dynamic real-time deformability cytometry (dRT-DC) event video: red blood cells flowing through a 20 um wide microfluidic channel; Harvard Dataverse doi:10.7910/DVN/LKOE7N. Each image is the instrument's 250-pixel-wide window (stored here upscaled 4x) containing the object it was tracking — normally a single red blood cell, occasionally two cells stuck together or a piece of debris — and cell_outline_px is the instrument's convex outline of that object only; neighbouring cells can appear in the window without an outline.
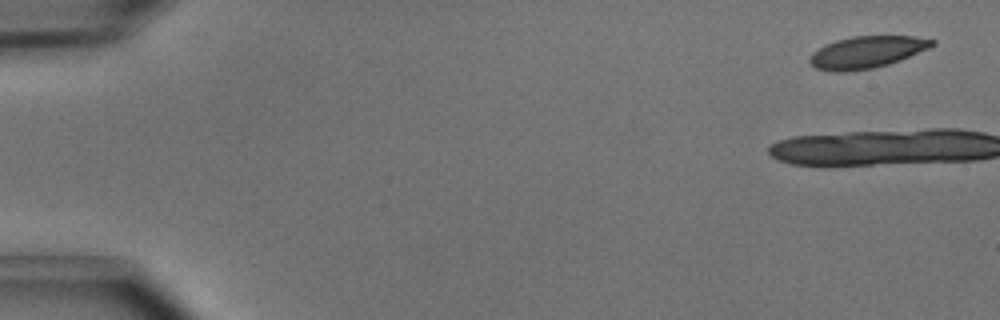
{"species": "common noctule bat (a hibernating species)", "species_latin": "Nyctalus noctula", "temperature_condition": "cold", "stored_images_in_passage": 4, "camera_frame_rate_fps": 3000, "um_per_image_px": 0.085, "animal": {"sex": "male", "body_mass_g": 15.6}, "frame": {"image": 1, "passage_image": 1, "time_ms": 0.0, "image_size_px": [1000, 320], "cell_outline_px": [[936, 44], [928, 48], [900, 60], [888, 64], [872, 68], [848, 72], [832, 72], [816, 68], [808, 60], [808, 56], [812, 52], [824, 44], [836, 40], [852, 36], [912, 36], [936, 40]], "centroid_in_image_um": [73.63, 4.43], "position_along_channel_um": 11.4, "area_um2": 22.89}}